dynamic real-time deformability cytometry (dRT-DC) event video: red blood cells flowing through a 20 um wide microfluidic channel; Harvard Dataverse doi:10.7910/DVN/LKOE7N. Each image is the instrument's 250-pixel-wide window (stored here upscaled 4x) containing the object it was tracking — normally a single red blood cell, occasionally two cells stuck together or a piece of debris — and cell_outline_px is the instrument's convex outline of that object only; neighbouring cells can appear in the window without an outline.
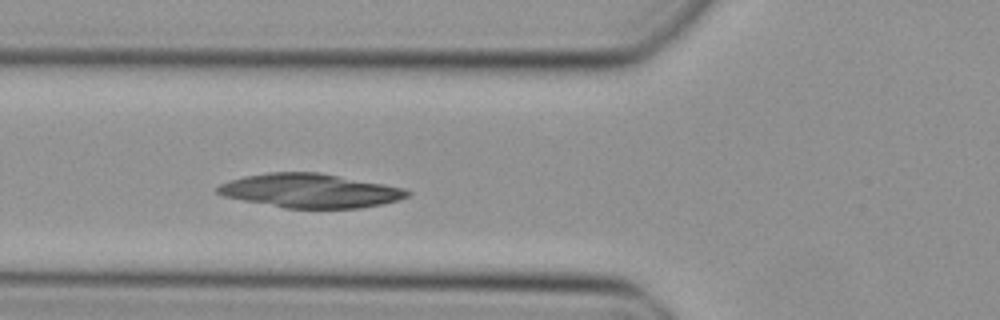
{"species": "Egyptian fruit bat (a non-hibernating species)", "species_latin": "Rousettus aegyptiacus", "temperature_condition": "cold", "stored_images_in_passage": 8, "camera_frame_rate_fps": 3000, "um_per_image_px": 0.085, "animal": {"sex": "female"}, "frame": {"image": 1, "passage_image": 5, "time_ms": 1.333, "image_size_px": [1000, 320], "cell_outline_px": [[412, 192], [408, 196], [400, 200], [384, 204], [360, 208], [284, 208], [224, 196], [216, 192], [216, 188], [220, 184], [244, 176], [268, 172], [320, 172], [384, 184], [404, 188]], "centroid_in_image_um": [26.4, 16.21], "position_along_channel_um": 99.4, "area_um2": 37.57}}